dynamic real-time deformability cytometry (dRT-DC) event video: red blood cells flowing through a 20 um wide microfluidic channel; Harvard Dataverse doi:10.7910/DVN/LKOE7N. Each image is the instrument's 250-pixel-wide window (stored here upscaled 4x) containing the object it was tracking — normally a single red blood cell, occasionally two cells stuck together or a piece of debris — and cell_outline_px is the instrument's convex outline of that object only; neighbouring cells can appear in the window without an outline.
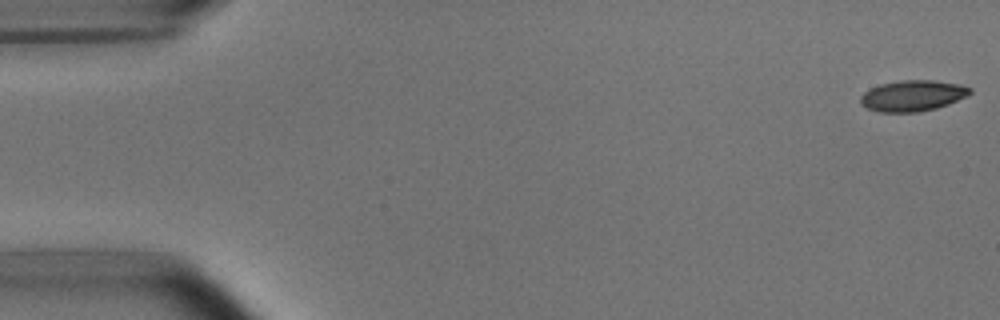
{"species": "common noctule bat (a hibernating species)", "species_latin": "Nyctalus noctula", "temperature_condition": "room temperature", "stored_images_in_passage": 6, "segment_of_instrument_passage": [1, 2], "camera_frame_rate_fps": 3000, "um_per_image_px": 0.085, "animal": {"sex": "male", "body_mass_g": 15.6}, "frame": {"image": 1, "passage_image": 1, "time_ms": 0.0, "image_size_px": [1000, 320], "cell_outline_px": [[972, 92], [968, 96], [948, 104], [936, 108], [916, 112], [880, 112], [868, 108], [860, 104], [860, 96], [864, 92], [880, 84], [904, 80], [932, 80], [960, 84], [972, 88]], "centroid_in_image_um": [77.59, 8.13], "position_along_channel_um": 7.4, "area_um2": 19.71}}
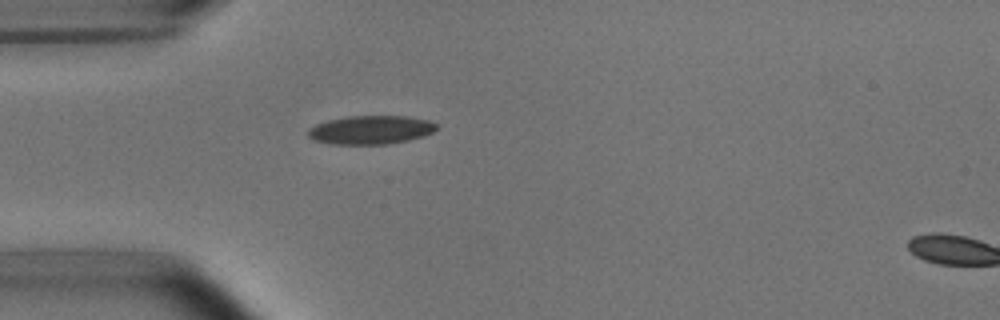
{"frame": {"image": 2, "passage_image": 5, "time_ms": 4.667, "image_size_px": [1000, 320], "cell_outline_px": [[440, 128], [424, 136], [408, 140], [388, 144], [332, 144], [316, 140], [308, 136], [308, 128], [316, 124], [328, 120], [348, 116], [404, 116], [428, 120], [436, 124]], "centroid_in_image_um": [31.53, 11.04], "position_along_channel_um": 53.5, "area_um2": 21.39}}